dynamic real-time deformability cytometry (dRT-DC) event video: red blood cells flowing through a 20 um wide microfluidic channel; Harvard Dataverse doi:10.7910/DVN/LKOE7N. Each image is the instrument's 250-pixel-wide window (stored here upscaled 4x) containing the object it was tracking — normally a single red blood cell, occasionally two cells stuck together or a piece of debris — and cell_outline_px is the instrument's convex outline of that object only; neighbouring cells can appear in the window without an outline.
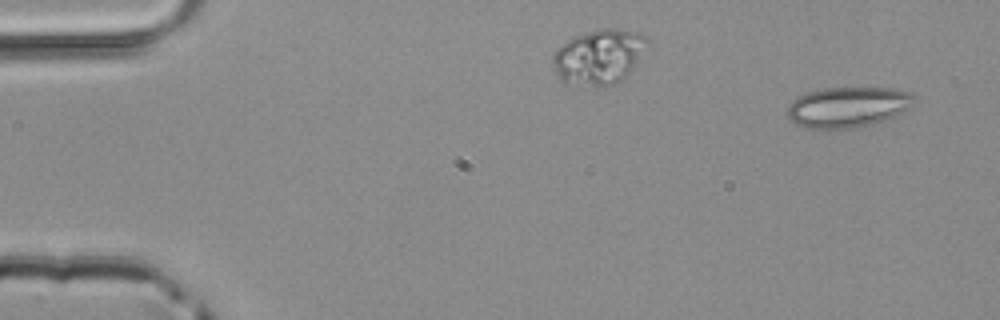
{"species": "common noctule bat (a hibernating species)", "species_latin": "Nyctalus noctula", "temperature_condition": "room temperature", "stored_images_in_passage": 37, "camera_frame_rate_fps": 3000, "um_per_image_px": 0.085, "animal": {"sex": "male", "body_mass_g": 20.4}, "frame": {"image": 1, "passage_image": 3, "time_ms": 0.667, "image_size_px": [1000, 320], "cell_outline_px": [[916, 100], [904, 112], [884, 120], [872, 124], [856, 128], [804, 128], [796, 124], [788, 116], [788, 104], [796, 96], [804, 92], [824, 88], [892, 88], [908, 92]], "centroid_in_image_um": [72.03, 9.09], "position_along_channel_um": 13.0, "area_um2": 30.0}}
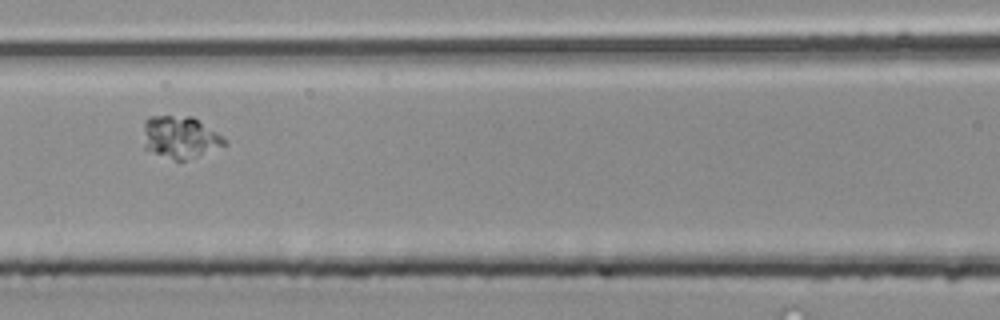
{"frame": {"image": 2, "passage_image": 15, "time_ms": 4.667, "image_size_px": [1000, 320], "cell_outline_px": [[228, 144], [196, 156], [184, 160], [176, 160], [144, 148], [144, 120], [148, 116], [192, 116], [224, 136]], "centroid_in_image_um": [15.32, 11.63], "position_along_channel_um": 151.3, "area_um2": 19.77}}
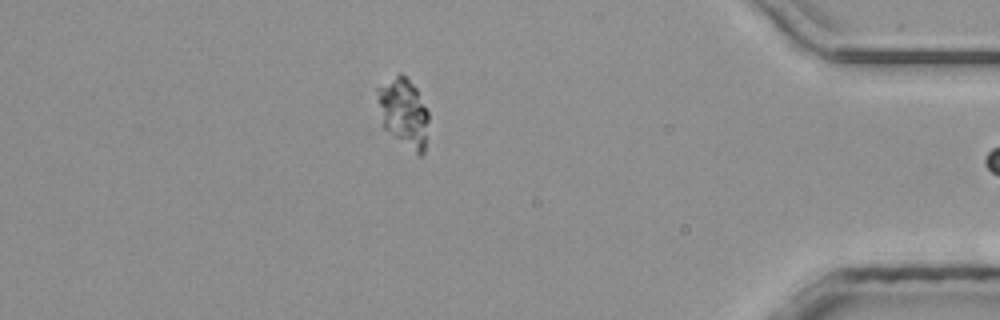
{"frame": {"image": 3, "passage_image": 36, "time_ms": 11.667, "image_size_px": [1000, 320], "cell_outline_px": [[428, 120], [424, 152], [420, 156], [416, 156], [384, 128], [376, 100], [376, 88], [400, 72], [416, 88], [428, 112]], "centroid_in_image_um": [34.29, 9.59], "position_along_channel_um": 400.9, "area_um2": 20.52}}